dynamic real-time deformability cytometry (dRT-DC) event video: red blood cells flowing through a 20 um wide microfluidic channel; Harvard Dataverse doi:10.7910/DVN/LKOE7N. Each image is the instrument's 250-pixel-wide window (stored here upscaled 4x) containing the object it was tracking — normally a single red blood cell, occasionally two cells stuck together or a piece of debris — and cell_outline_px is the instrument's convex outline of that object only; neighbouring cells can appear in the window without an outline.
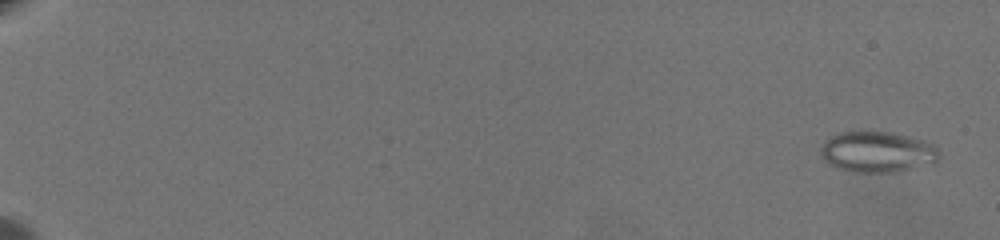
{"species": "common noctule bat (a hibernating species)", "species_latin": "Nyctalus noctula", "temperature_condition": "warm", "stored_images_in_passage": 66, "camera_frame_rate_fps": 3000, "um_per_image_px": 0.085, "animal": {"sex": "female", "body_mass_g": 19.5, "forearm_length_mm": 54.1}, "frame": {"image": 1, "passage_image": 3, "time_ms": 0.667, "image_size_px": [1000, 240], "cell_outline_px": [[940, 156], [932, 164], [892, 172], [856, 172], [836, 168], [828, 164], [820, 156], [820, 148], [832, 136], [840, 132], [892, 132], [924, 140], [936, 144], [940, 152]], "centroid_in_image_um": [74.6, 12.92], "position_along_channel_um": 10.4, "area_um2": 28.26}}
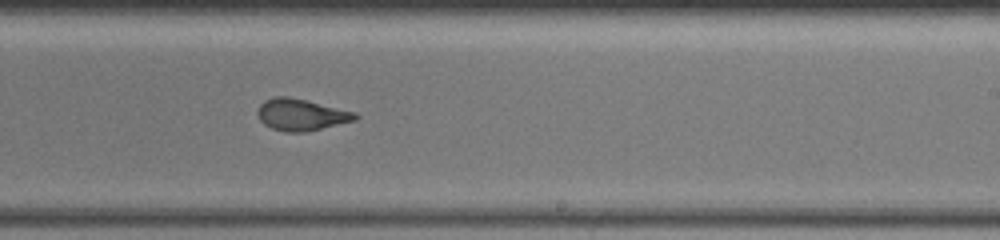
{"frame": {"image": 2, "passage_image": 45, "time_ms": 14.667, "image_size_px": [1000, 240], "cell_outline_px": [[360, 116], [356, 120], [304, 132], [284, 132], [272, 128], [264, 124], [260, 120], [256, 112], [260, 104], [264, 100], [276, 96], [288, 96], [356, 112]], "centroid_in_image_um": [25.58, 9.75], "position_along_channel_um": 263.4, "area_um2": 17.98}}
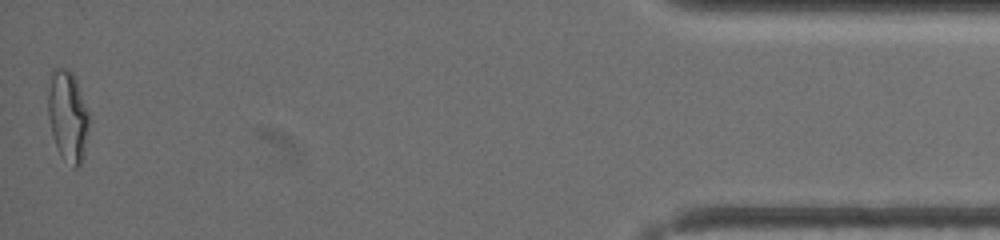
{"frame": {"image": 3, "passage_image": 66, "time_ms": 21.667, "image_size_px": [1000, 240], "cell_outline_px": [[92, 120], [84, 156], [80, 164], [76, 168], [72, 168], [60, 156], [56, 148], [48, 116], [48, 92], [52, 68], [68, 68], [72, 72], [76, 80]], "centroid_in_image_um": [5.8, 9.91], "position_along_channel_um": 429.4, "area_um2": 22.37}, "authors_computed_cell_mechanics": {"area_um2": 20.8369, "velocity_mm_per_s": 3.392, "shape_relaxation_time_tau1_ms": null, "shape_relaxation_time_tau2_ms": 1.0953, "deformation_change_tau1": null, "deformation_change_tau2": 0.0759}}